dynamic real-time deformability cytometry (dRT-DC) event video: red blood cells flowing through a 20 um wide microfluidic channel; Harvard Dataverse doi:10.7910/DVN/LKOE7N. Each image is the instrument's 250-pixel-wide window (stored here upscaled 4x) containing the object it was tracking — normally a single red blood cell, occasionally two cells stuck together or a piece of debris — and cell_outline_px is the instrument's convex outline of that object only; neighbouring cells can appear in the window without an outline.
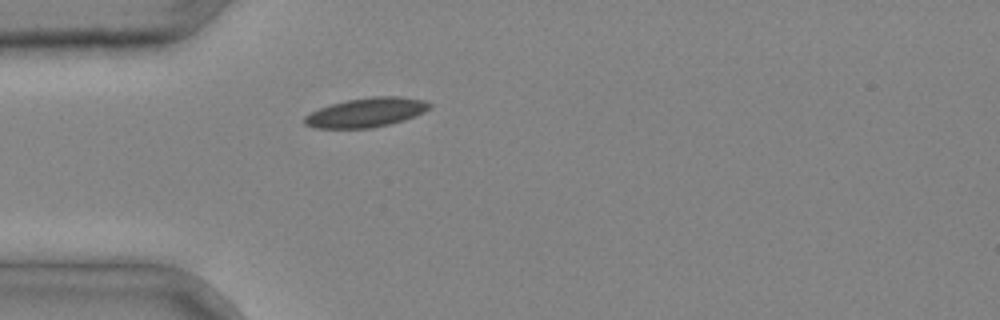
{"species": "common noctule bat (a hibernating species)", "species_latin": "Nyctalus noctula", "temperature_condition": "cold", "stored_images_in_passage": 4, "camera_frame_rate_fps": 3000, "um_per_image_px": 0.085, "animal": {"sex": "male", "body_mass_g": 20.4}, "frame": {"image": 1, "passage_image": 4, "time_ms": 1.0, "image_size_px": [1000, 320], "cell_outline_px": [[432, 108], [416, 116], [404, 120], [372, 128], [312, 128], [304, 124], [304, 116], [320, 108], [332, 104], [348, 100], [372, 96], [400, 96], [424, 100], [432, 104]], "centroid_in_image_um": [31.16, 9.56], "position_along_channel_um": 53.8, "area_um2": 21.39}}